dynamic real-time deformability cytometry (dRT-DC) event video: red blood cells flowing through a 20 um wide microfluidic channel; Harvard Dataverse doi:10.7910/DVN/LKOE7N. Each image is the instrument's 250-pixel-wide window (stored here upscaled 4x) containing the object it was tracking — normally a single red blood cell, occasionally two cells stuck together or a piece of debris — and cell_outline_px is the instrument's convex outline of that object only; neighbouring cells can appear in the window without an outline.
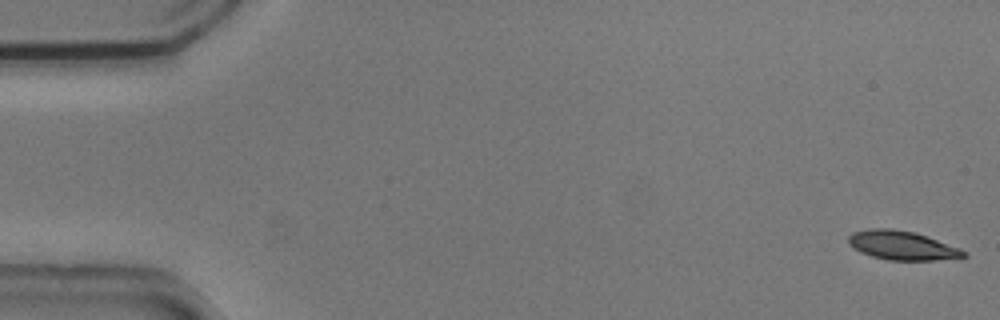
{"species": "common noctule bat (a hibernating species)", "species_latin": "Nyctalus noctula", "temperature_condition": "cold", "stored_images_in_passage": 13, "camera_frame_rate_fps": 3000, "um_per_image_px": 0.085, "animal": {"sex": "male", "body_mass_g": 20.5, "forearm_length_mm": 52.5}, "frame": {"image": 1, "passage_image": 1, "time_ms": 0.0, "image_size_px": [1000, 320], "cell_outline_px": [[968, 256], [936, 260], [888, 260], [872, 256], [860, 252], [848, 244], [848, 236], [852, 232], [868, 228], [892, 228], [916, 232], [928, 236], [960, 248], [968, 252]], "centroid_in_image_um": [76.67, 20.85], "position_along_channel_um": 8.3, "area_um2": 19.71}}
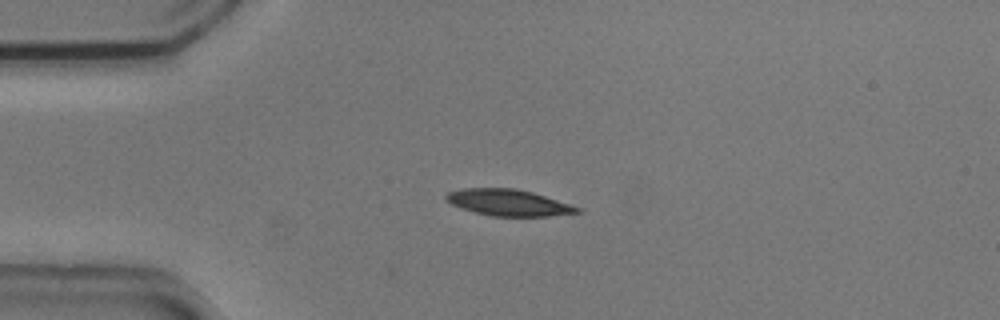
{"frame": {"image": 2, "passage_image": 13, "time_ms": 4.0, "image_size_px": [1000, 320], "cell_outline_px": [[584, 212], [548, 216], [492, 216], [476, 212], [452, 204], [444, 200], [444, 196], [448, 192], [464, 188], [516, 188], [532, 192], [584, 208]], "centroid_in_image_um": [43.28, 17.22], "position_along_channel_um": 41.7, "area_um2": 20.23}}